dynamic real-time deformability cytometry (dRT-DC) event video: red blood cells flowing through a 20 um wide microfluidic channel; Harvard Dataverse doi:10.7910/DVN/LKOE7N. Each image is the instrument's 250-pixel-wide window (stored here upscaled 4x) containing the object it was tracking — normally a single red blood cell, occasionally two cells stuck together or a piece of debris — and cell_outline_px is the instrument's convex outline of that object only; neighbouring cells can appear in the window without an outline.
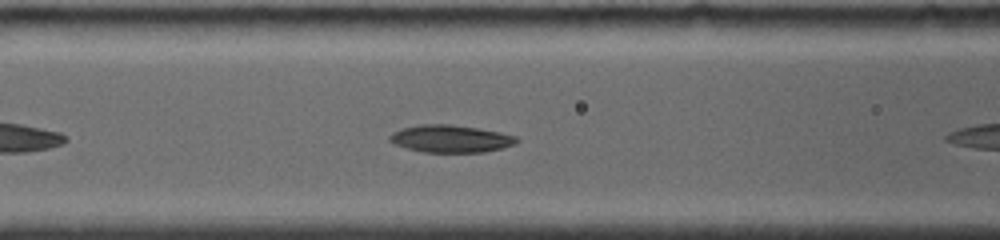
{"species": "common noctule bat (a hibernating species)", "species_latin": "Nyctalus noctula", "temperature_condition": "room temperature", "stored_images_in_passage": 34, "camera_frame_rate_fps": 4000, "um_per_image_px": 0.085, "animal": {"sex": "female", "body_mass_g": 19.0, "forearm_length_mm": 56.7}, "frame": {"image": 1, "passage_image": 4, "time_ms": 1.5, "image_size_px": [1000, 240], "cell_outline_px": [[520, 140], [516, 144], [504, 148], [484, 152], [420, 152], [392, 144], [388, 140], [388, 136], [392, 132], [416, 124], [452, 124], [500, 132], [516, 136]], "centroid_in_image_um": [38.28, 11.79], "position_along_channel_um": 128.3, "area_um2": 20.58}}
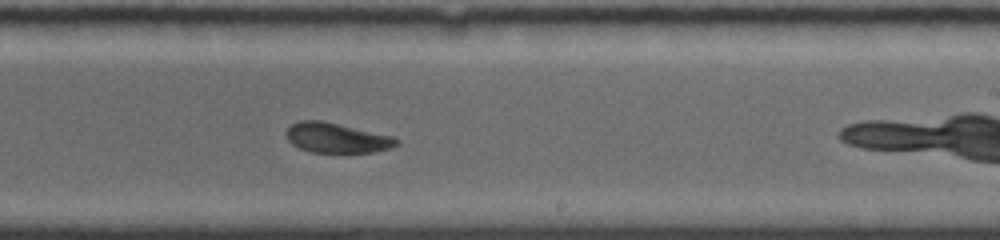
{"frame": {"image": 2, "passage_image": 16, "time_ms": 5.0, "image_size_px": [1000, 240], "cell_outline_px": [[400, 144], [376, 152], [312, 152], [300, 148], [292, 144], [284, 136], [284, 132], [292, 124], [300, 120], [320, 120], [392, 136], [400, 140]], "centroid_in_image_um": [28.59, 11.72], "position_along_channel_um": 260.4, "area_um2": 19.13}}
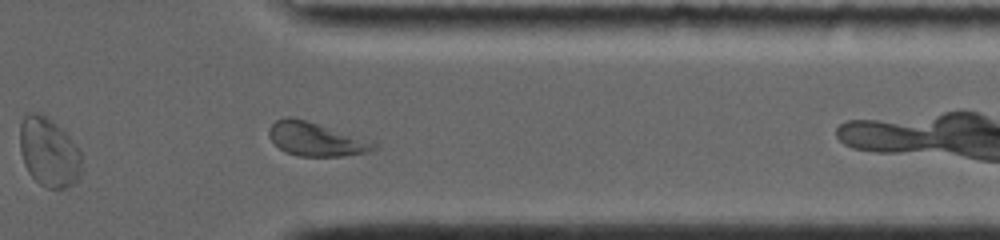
{"frame": {"image": 3, "passage_image": 31, "time_ms": 8.25, "image_size_px": [1000, 240], "cell_outline_px": [[380, 144], [376, 148], [368, 152], [344, 156], [296, 156], [284, 152], [272, 140], [268, 132], [268, 128], [276, 120], [284, 116], [292, 116], [376, 140]], "centroid_in_image_um": [26.93, 11.82], "position_along_channel_um": 384.5, "area_um2": 21.15}}